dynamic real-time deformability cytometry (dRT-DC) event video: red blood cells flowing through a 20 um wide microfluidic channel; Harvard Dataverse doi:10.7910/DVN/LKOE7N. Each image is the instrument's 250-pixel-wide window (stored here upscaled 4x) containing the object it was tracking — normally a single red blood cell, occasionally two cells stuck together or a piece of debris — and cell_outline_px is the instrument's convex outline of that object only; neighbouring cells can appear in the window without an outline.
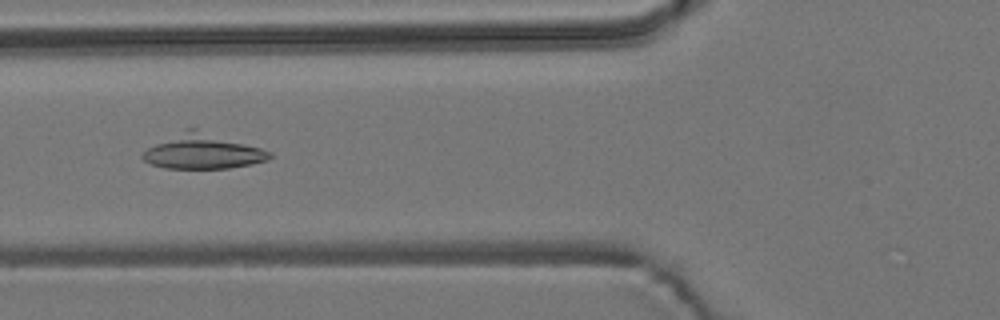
{"species": "common noctule bat (a hibernating species)", "species_latin": "Nyctalus noctula", "temperature_condition": "room temperature", "stored_images_in_passage": 56, "camera_frame_rate_fps": 3000, "um_per_image_px": 0.085, "animal": {"sex": "male", "body_mass_g": 19.2, "forearm_length_mm": 51.8}, "frame": {"image": 1, "passage_image": 21, "time_ms": 6.667, "image_size_px": [1000, 320], "cell_outline_px": [[272, 156], [268, 160], [252, 164], [228, 168], [164, 168], [152, 164], [144, 160], [140, 156], [148, 148], [184, 128], [196, 128], [260, 148], [272, 152]], "centroid_in_image_um": [17.24, 12.88], "position_along_channel_um": 108.6, "area_um2": 25.49}}
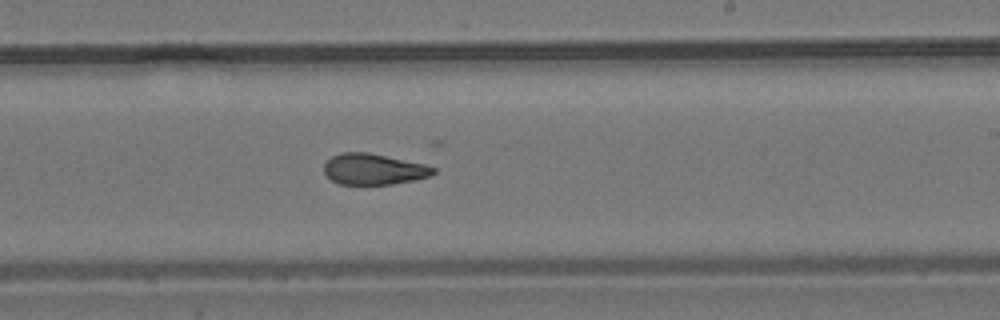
{"frame": {"image": 2, "passage_image": 33, "time_ms": 10.667, "image_size_px": [1000, 320], "cell_outline_px": [[436, 172], [432, 176], [416, 180], [392, 184], [340, 184], [332, 180], [324, 172], [324, 164], [332, 156], [340, 152], [368, 152], [424, 164], [436, 168]], "centroid_in_image_um": [31.78, 14.38], "position_along_channel_um": 257.2, "area_um2": 19.77}}
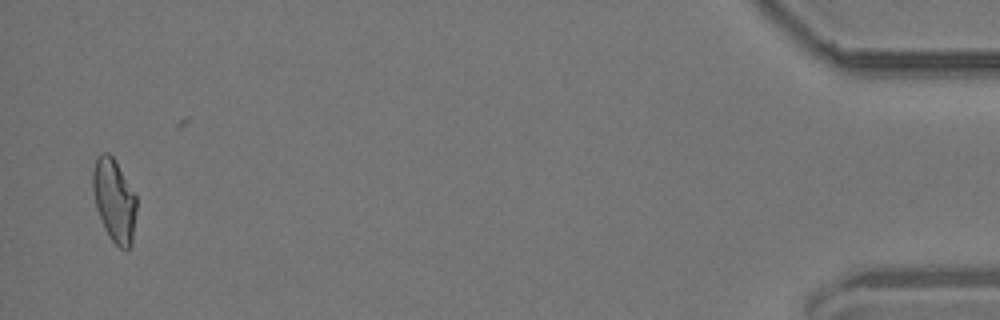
{"frame": {"image": 3, "passage_image": 54, "time_ms": 17.667, "image_size_px": [1000, 320], "cell_outline_px": [[136, 212], [132, 244], [128, 248], [120, 248], [112, 240], [96, 208], [92, 188], [92, 172], [96, 156], [100, 152], [108, 152], [112, 156], [136, 196]], "centroid_in_image_um": [9.7, 16.98], "position_along_channel_um": 425.5, "area_um2": 20.81}}